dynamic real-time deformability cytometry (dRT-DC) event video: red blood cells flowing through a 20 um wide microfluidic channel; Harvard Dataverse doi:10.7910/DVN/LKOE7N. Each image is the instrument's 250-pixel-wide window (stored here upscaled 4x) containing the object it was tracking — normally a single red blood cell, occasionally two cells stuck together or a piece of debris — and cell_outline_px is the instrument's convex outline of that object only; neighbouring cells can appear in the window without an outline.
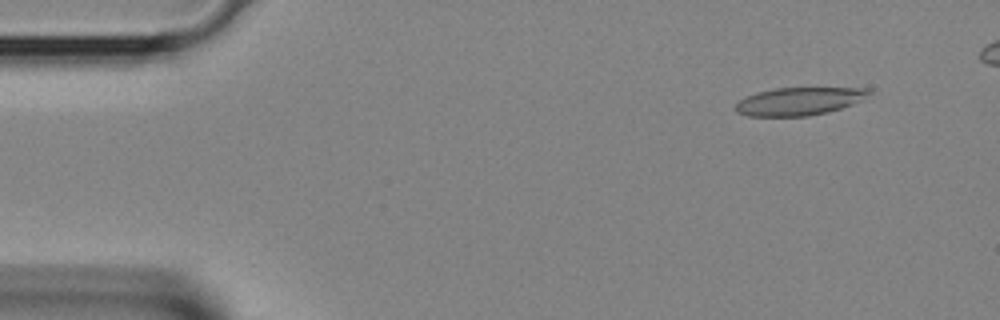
{"species": "Egyptian fruit bat (a non-hibernating species)", "species_latin": "Rousettus aegyptiacus", "temperature_condition": "room temperature", "stored_images_in_passage": 35, "camera_frame_rate_fps": 3000, "um_per_image_px": 0.085, "animal": {"sex": "female"}, "frame": {"image": 1, "passage_image": 3, "time_ms": 0.667, "image_size_px": [1000, 320], "cell_outline_px": [[872, 92], [864, 100], [828, 112], [808, 116], [748, 116], [736, 112], [736, 104], [740, 100], [756, 92], [776, 88], [872, 88]], "centroid_in_image_um": [67.97, 8.6], "position_along_channel_um": 17.0, "area_um2": 21.68}}
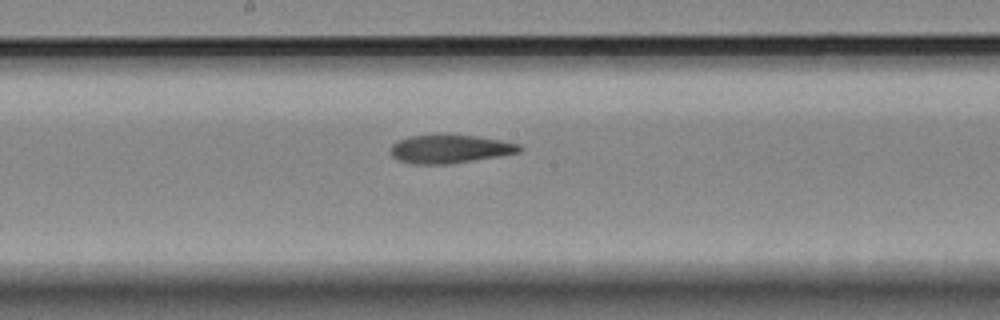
{"frame": {"image": 2, "passage_image": 19, "time_ms": 6.0, "image_size_px": [1000, 320], "cell_outline_px": [[524, 148], [520, 152], [500, 156], [452, 164], [412, 164], [400, 160], [392, 156], [392, 144], [396, 140], [408, 136], [436, 132], [440, 132], [476, 136], [500, 140], [520, 144]], "centroid_in_image_um": [38.24, 12.62], "position_along_channel_um": 210.0, "area_um2": 22.14}}
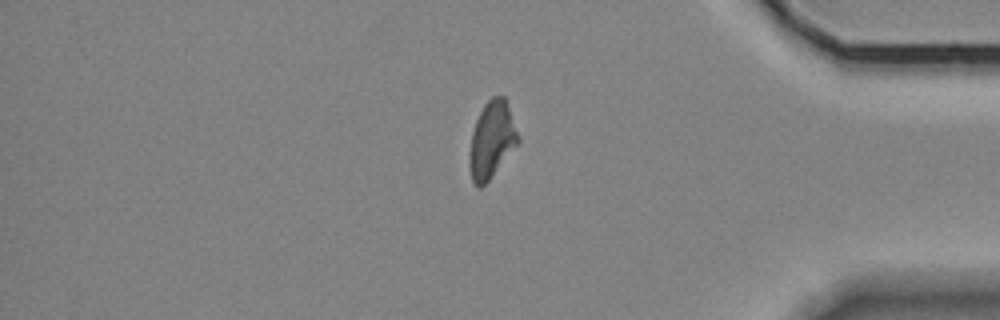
{"frame": {"image": 3, "passage_image": 31, "time_ms": 10.0, "image_size_px": [1000, 320], "cell_outline_px": [[520, 144], [488, 180], [480, 188], [472, 180], [468, 164], [468, 160], [472, 132], [476, 120], [484, 104], [492, 96], [504, 96], [520, 140]], "centroid_in_image_um": [41.8, 11.9], "position_along_channel_um": 393.4, "area_um2": 21.62}}